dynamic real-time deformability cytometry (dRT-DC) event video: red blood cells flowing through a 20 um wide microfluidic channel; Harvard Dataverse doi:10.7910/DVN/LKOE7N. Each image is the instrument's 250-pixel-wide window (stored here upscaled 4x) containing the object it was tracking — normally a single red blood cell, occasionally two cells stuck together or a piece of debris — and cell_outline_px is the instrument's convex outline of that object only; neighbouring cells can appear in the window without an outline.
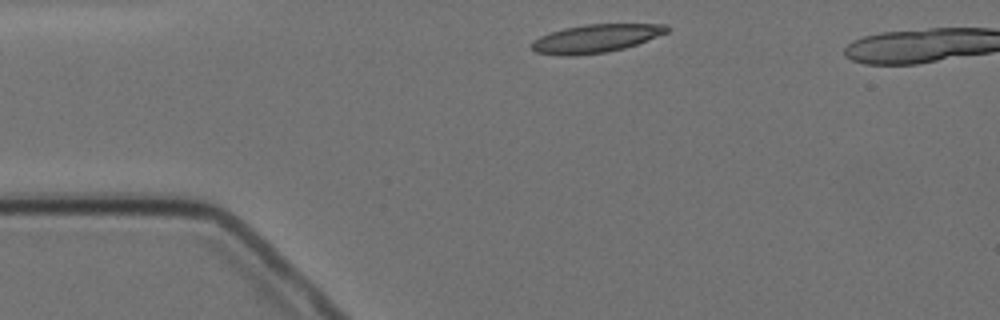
{"species": "Egyptian fruit bat (a non-hibernating species)", "species_latin": "Rousettus aegyptiacus", "temperature_condition": "cold", "stored_images_in_passage": 3, "camera_frame_rate_fps": 3000, "um_per_image_px": 0.085, "animal": {"sex": "female"}, "frame": {"image": 1, "passage_image": 1, "time_ms": 0.0, "image_size_px": [1000, 320], "cell_outline_px": [[672, 28], [668, 32], [636, 44], [624, 48], [608, 52], [572, 56], [556, 56], [536, 52], [528, 44], [532, 40], [548, 32], [564, 28], [584, 24], [668, 24]], "centroid_in_image_um": [50.6, 3.27], "position_along_channel_um": 34.4, "area_um2": 22.6}}